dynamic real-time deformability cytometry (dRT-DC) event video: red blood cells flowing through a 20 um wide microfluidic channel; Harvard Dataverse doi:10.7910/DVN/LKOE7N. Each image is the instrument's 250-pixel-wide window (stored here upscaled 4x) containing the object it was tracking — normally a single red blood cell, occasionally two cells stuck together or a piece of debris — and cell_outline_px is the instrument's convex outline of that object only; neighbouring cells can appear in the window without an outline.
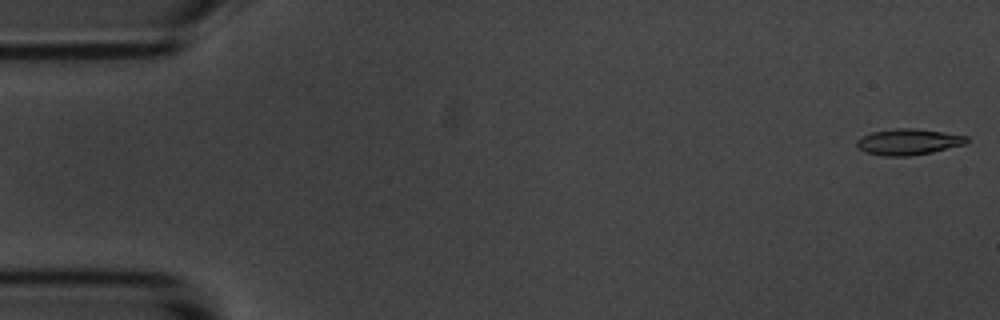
{"species": "common noctule bat (a hibernating species)", "species_latin": "Nyctalus noctula", "temperature_condition": "room temperature", "stored_images_in_passage": 6, "segment_of_instrument_passage": [1, 2], "camera_frame_rate_fps": 3000, "um_per_image_px": 0.085, "animal": {"sex": "male", "body_mass_g": 20.1, "forearm_length_mm": 53.5}, "frame": {"image": 1, "passage_image": 1, "time_ms": 0.0, "image_size_px": [1000, 320], "cell_outline_px": [[968, 140], [964, 144], [932, 152], [908, 156], [884, 156], [864, 152], [856, 144], [856, 140], [872, 132], [896, 128], [916, 128], [944, 132], [968, 136]], "centroid_in_image_um": [77.21, 12.05], "position_along_channel_um": 7.8, "area_um2": 16.59}}